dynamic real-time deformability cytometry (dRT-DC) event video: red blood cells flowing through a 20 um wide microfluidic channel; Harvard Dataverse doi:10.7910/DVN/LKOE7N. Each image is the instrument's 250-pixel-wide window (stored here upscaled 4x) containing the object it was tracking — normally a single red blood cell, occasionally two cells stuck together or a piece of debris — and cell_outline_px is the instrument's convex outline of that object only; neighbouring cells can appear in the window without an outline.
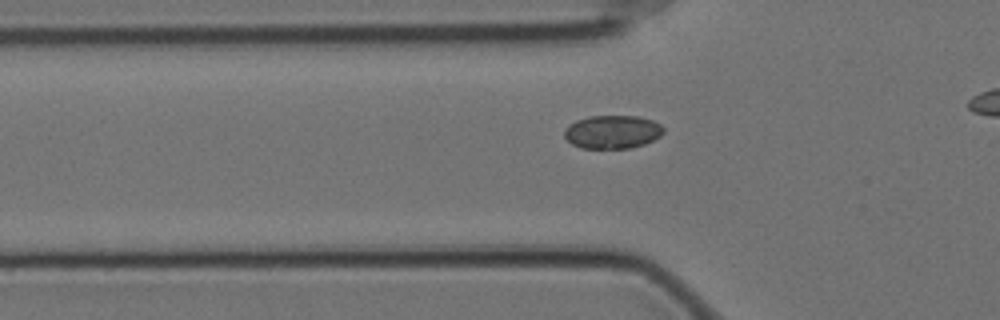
{"species": "Egyptian fruit bat (a non-hibernating species)", "species_latin": "Rousettus aegyptiacus", "temperature_condition": "cold", "stored_images_in_passage": 38, "camera_frame_rate_fps": 3000, "um_per_image_px": 0.085, "animal": {"sex": "female"}, "frame": {"image": 1, "passage_image": 5, "time_ms": 1.333, "image_size_px": [1000, 320], "cell_outline_px": [[664, 132], [660, 136], [644, 144], [628, 148], [580, 148], [572, 144], [564, 136], [564, 132], [568, 124], [576, 120], [588, 116], [640, 116], [652, 120], [660, 124], [664, 128]], "centroid_in_image_um": [52.05, 11.2], "position_along_channel_um": 73.8, "area_um2": 19.31}}
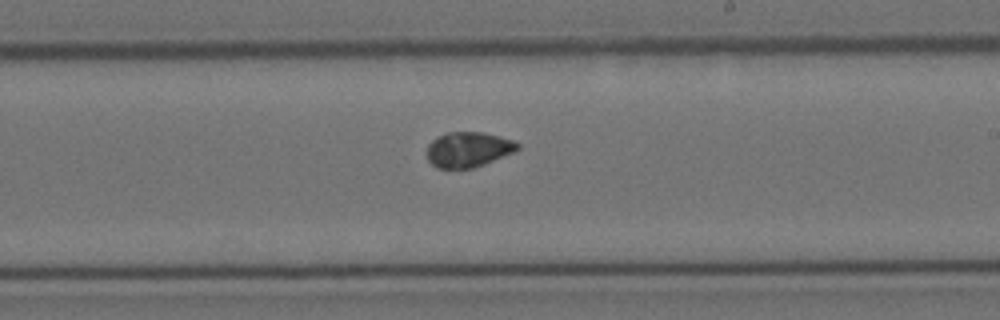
{"frame": {"image": 2, "passage_image": 20, "time_ms": 6.333, "image_size_px": [1000, 320], "cell_outline_px": [[520, 148], [512, 152], [484, 164], [472, 168], [436, 168], [428, 160], [428, 144], [432, 140], [448, 132], [484, 132], [500, 136], [512, 140], [520, 144]], "centroid_in_image_um": [39.8, 12.7], "position_along_channel_um": 249.2, "area_um2": 18.38}}
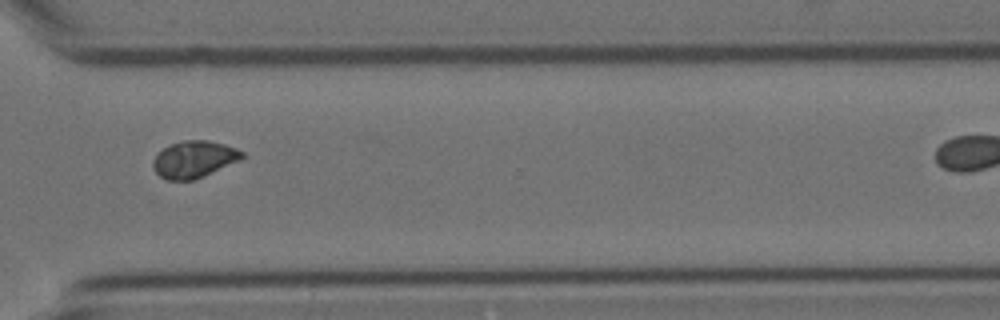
{"frame": {"image": 3, "passage_image": 29, "time_ms": 9.333, "image_size_px": [1000, 320], "cell_outline_px": [[244, 156], [240, 160], [204, 176], [192, 180], [168, 180], [160, 176], [152, 168], [152, 160], [168, 144], [184, 140], [208, 140], [224, 144], [236, 148], [244, 152]], "centroid_in_image_um": [16.49, 13.53], "position_along_channel_um": 354.1, "area_um2": 19.13}, "authors_computed_cell_mechanics": {"area_um2": 19.1029, "velocity_mm_per_s": 3.4928, "shape_relaxation_time_tau1_ms": null, "shape_relaxation_time_tau2_ms": 0.9867, "deformation_change_tau1": null, "deformation_change_tau2": 0.0415}}